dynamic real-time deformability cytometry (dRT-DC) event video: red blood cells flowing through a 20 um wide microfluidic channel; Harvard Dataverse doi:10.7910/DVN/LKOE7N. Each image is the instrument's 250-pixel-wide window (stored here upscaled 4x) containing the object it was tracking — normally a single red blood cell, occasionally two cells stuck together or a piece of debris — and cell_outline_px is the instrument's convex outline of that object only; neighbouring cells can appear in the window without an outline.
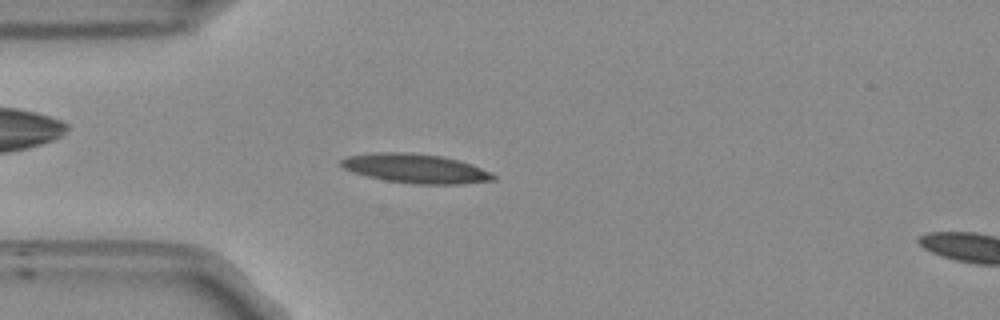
{"species": "Egyptian fruit bat (a non-hibernating species)", "species_latin": "Rousettus aegyptiacus", "temperature_condition": "room temperature", "stored_images_in_passage": 52, "camera_frame_rate_fps": 3000, "um_per_image_px": 0.085, "frame": {"image": 1, "passage_image": 13, "time_ms": 4.0, "image_size_px": [1000, 320], "cell_outline_px": [[496, 180], [460, 184], [412, 184], [384, 180], [352, 172], [344, 168], [340, 164], [340, 160], [348, 156], [376, 152], [412, 152], [440, 156], [460, 160], [472, 164], [492, 172], [496, 176]], "centroid_in_image_um": [35.35, 14.32], "position_along_channel_um": 49.6, "area_um2": 26.13}}
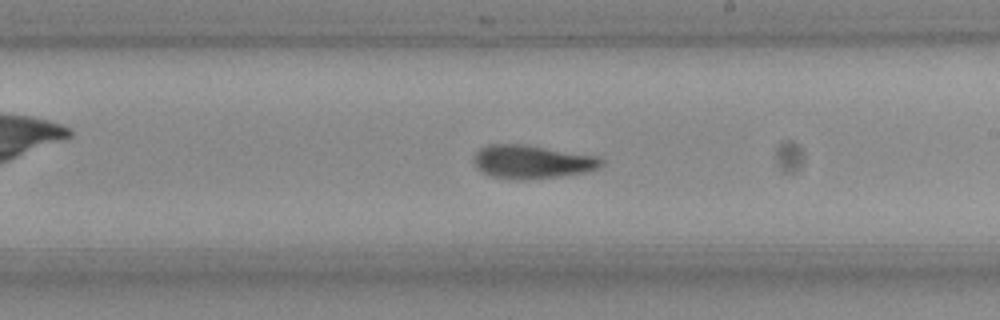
{"frame": {"image": 2, "passage_image": 29, "time_ms": 9.333, "image_size_px": [1000, 320], "cell_outline_px": [[604, 164], [588, 172], [564, 176], [524, 180], [512, 180], [488, 176], [480, 172], [476, 168], [472, 160], [476, 152], [480, 148], [488, 144], [520, 144], [596, 156], [604, 160]], "centroid_in_image_um": [45.16, 13.78], "position_along_channel_um": 243.8, "area_um2": 25.14}}
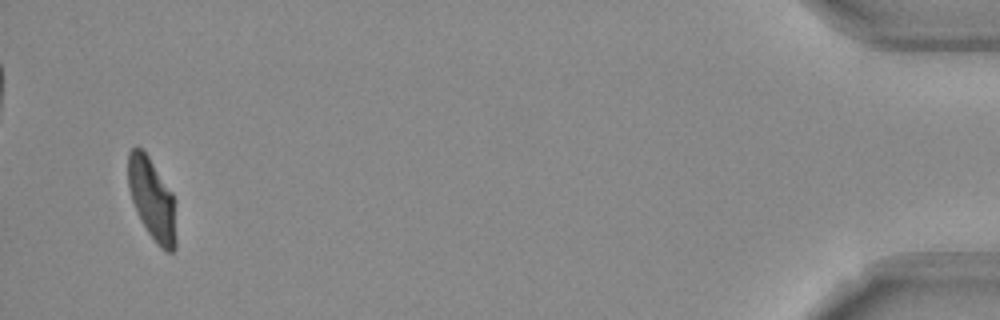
{"frame": {"image": 3, "passage_image": 50, "time_ms": 16.333, "image_size_px": [1000, 320], "cell_outline_px": [[176, 248], [172, 252], [164, 252], [156, 244], [148, 232], [136, 212], [128, 188], [128, 152], [132, 148], [140, 148], [148, 156], [172, 192], [176, 200]], "centroid_in_image_um": [12.96, 16.99], "position_along_channel_um": 422.2, "area_um2": 23.18}, "authors_computed_cell_mechanics": {"area_um2": 23.8425, "velocity_mm_per_s": 3.7926, "shape_relaxation_time_tau1_ms": 9.5706, "shape_relaxation_time_tau2_ms": 2.3315, "deformation_change_tau1": 0.2758, "deformation_change_tau2": 0.0947}}